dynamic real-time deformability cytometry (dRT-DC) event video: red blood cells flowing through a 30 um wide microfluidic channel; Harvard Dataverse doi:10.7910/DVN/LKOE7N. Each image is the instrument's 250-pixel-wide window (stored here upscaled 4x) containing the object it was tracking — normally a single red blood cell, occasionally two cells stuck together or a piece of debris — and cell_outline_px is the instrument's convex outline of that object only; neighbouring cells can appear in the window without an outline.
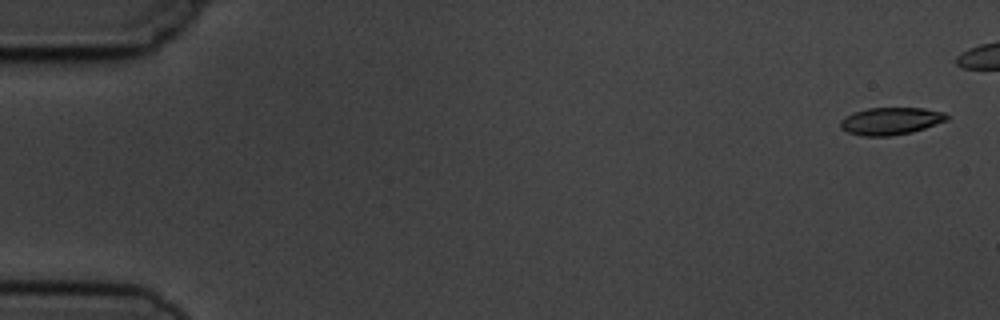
{"species": "common noctule bat (a hibernating species)", "species_latin": "Nyctalus noctula", "temperature_condition": "cold", "stored_images_in_passage": 6, "camera_frame_rate_fps": 3000, "um_per_image_px": 0.085, "animal": {"sex": "male", "body_mass_g": 19.5, "forearm_length_mm": 54.6}, "frame": {"image": 1, "passage_image": 1, "time_ms": 0.0, "image_size_px": [1000, 320], "cell_outline_px": [[948, 120], [912, 132], [888, 136], [860, 136], [848, 132], [840, 128], [840, 120], [844, 116], [852, 112], [868, 108], [924, 108], [944, 112], [948, 116]], "centroid_in_image_um": [75.67, 10.28], "position_along_channel_um": 9.3, "area_um2": 17.05}}